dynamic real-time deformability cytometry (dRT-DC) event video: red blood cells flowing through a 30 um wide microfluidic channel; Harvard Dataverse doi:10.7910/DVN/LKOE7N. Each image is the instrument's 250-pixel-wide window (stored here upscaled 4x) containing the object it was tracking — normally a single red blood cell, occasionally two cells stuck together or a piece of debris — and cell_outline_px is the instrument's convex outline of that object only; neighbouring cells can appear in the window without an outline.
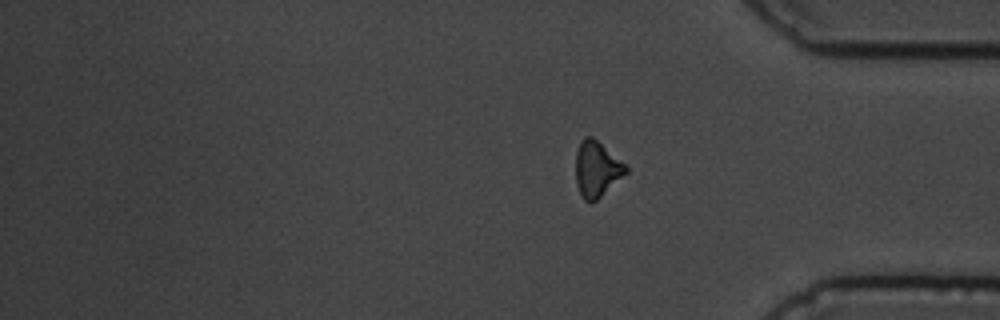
{"species": "common noctule bat (a hibernating species)", "species_latin": "Nyctalus noctula", "temperature_condition": "cold", "stored_images_in_passage": 15, "segment_of_instrument_passage": [2, 2], "camera_frame_rate_fps": 3000, "um_per_image_px": 0.085, "animal": {"sex": "male", "body_mass_g": 19.5, "forearm_length_mm": 54.6}, "frame": {"image": 1, "passage_image": 15, "time_ms": 17.667, "image_size_px": [1000, 320], "cell_outline_px": [[628, 172], [592, 204], [584, 200], [576, 184], [576, 152], [584, 136], [592, 136], [624, 164], [628, 168]], "centroid_in_image_um": [50.71, 14.4], "position_along_channel_um": 384.5, "area_um2": 16.01}}